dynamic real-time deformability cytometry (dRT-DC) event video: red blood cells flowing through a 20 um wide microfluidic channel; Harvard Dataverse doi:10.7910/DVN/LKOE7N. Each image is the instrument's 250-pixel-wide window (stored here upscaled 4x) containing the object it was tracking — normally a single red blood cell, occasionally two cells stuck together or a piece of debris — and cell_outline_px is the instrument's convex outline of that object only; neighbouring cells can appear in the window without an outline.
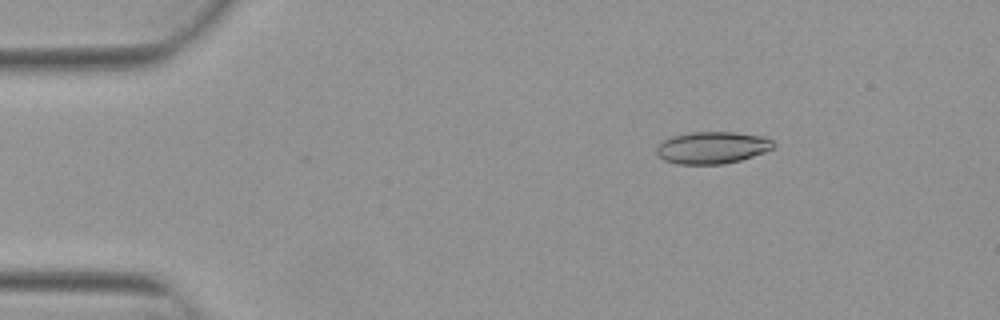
{"species": "Egyptian fruit bat (a non-hibernating species)", "species_latin": "Rousettus aegyptiacus", "temperature_condition": "warm", "stored_images_in_passage": 4, "camera_frame_rate_fps": 3000, "um_per_image_px": 0.085, "animal": {"sex": "female"}, "frame": {"image": 1, "passage_image": 2, "time_ms": 0.333, "image_size_px": [1000, 320], "cell_outline_px": [[776, 144], [772, 148], [764, 152], [740, 160], [724, 164], [676, 164], [664, 160], [656, 152], [656, 148], [664, 140], [672, 136], [692, 132], [736, 132], [764, 136], [772, 140]], "centroid_in_image_um": [60.55, 12.54], "position_along_channel_um": 24.4, "area_um2": 21.79}}